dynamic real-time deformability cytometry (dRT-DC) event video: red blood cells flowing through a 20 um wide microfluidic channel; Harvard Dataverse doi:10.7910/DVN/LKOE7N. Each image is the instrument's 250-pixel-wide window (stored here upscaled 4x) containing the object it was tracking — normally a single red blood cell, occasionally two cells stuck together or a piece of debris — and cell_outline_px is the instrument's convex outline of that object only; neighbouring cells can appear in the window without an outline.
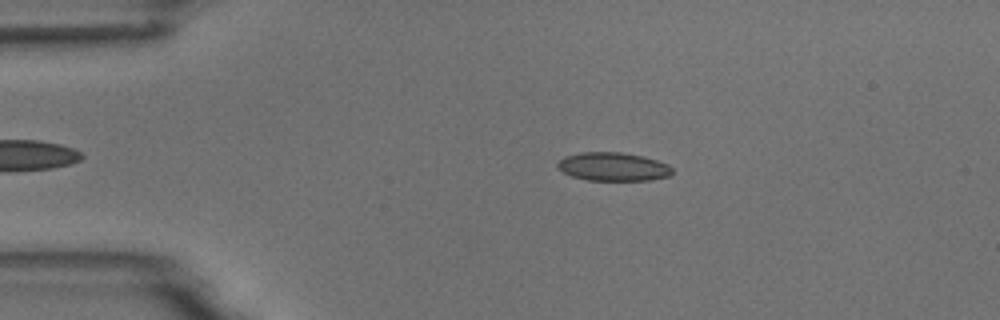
{"species": "common noctule bat (a hibernating species)", "species_latin": "Nyctalus noctula", "temperature_condition": "room temperature", "stored_images_in_passage": 5, "camera_frame_rate_fps": 3000, "um_per_image_px": 0.085, "animal": {"sex": "male", "body_mass_g": 18.8}, "frame": {"image": 1, "passage_image": 1, "time_ms": 0.0, "image_size_px": [1000, 320], "cell_outline_px": [[672, 172], [668, 176], [652, 180], [588, 180], [572, 176], [556, 168], [556, 164], [564, 156], [584, 152], [620, 152], [644, 156], [668, 164], [672, 168]], "centroid_in_image_um": [52.11, 14.16], "position_along_channel_um": 32.9, "area_um2": 19.02}}
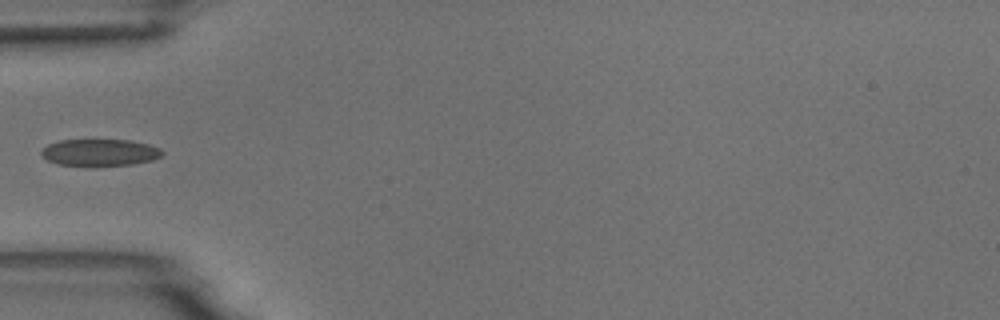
{"frame": {"image": 2, "passage_image": 3, "time_ms": 2.333, "image_size_px": [1000, 320], "cell_outline_px": [[164, 152], [160, 156], [152, 160], [132, 164], [96, 168], [56, 164], [40, 156], [40, 152], [48, 144], [60, 140], [128, 140], [148, 144], [160, 148]], "centroid_in_image_um": [8.45, 13.0], "position_along_channel_um": 76.6, "area_um2": 19.48}}